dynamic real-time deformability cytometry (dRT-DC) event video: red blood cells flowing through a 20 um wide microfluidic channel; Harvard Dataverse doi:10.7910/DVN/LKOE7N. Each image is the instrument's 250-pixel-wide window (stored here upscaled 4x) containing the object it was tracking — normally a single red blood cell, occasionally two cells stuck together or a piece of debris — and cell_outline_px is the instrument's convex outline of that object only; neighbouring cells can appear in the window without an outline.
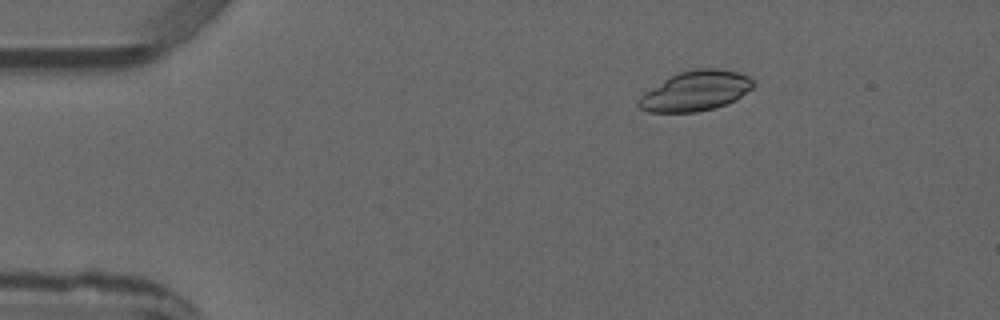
{"species": "common noctule bat (a hibernating species)", "species_latin": "Nyctalus noctula", "temperature_condition": "warm", "stored_images_in_passage": 3, "camera_frame_rate_fps": 3000, "um_per_image_px": 0.085, "animal": {"sex": "male", "forearm_length_mm": 52.5}, "frame": {"image": 1, "passage_image": 1, "time_ms": 0.0, "image_size_px": [1000, 320], "cell_outline_px": [[756, 84], [752, 88], [736, 100], [716, 108], [696, 112], [648, 112], [640, 108], [636, 104], [636, 100], [644, 92], [664, 80], [680, 72], [696, 68], [720, 68], [736, 72], [748, 76]], "centroid_in_image_um": [59.12, 7.74], "position_along_channel_um": 25.9, "area_um2": 26.76}}
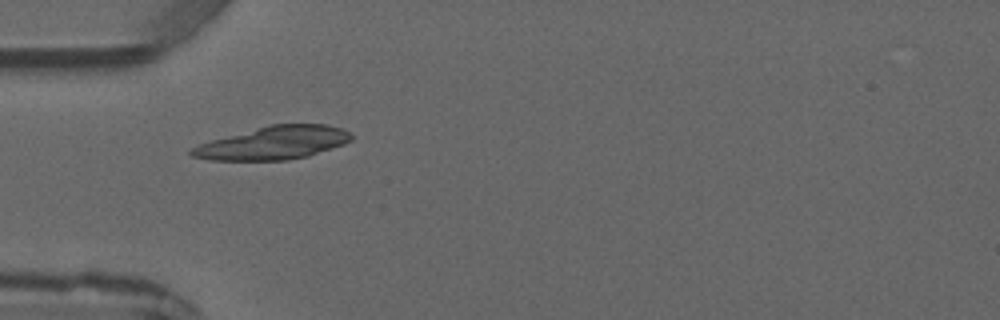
{"frame": {"image": 2, "passage_image": 3, "time_ms": 2.333, "image_size_px": [1000, 320], "cell_outline_px": [[352, 140], [344, 144], [308, 156], [288, 160], [208, 160], [192, 156], [188, 152], [192, 148], [200, 144], [212, 140], [272, 124], [328, 124], [344, 128], [352, 136]], "centroid_in_image_um": [23.28, 12.15], "position_along_channel_um": 61.7, "area_um2": 30.58}}